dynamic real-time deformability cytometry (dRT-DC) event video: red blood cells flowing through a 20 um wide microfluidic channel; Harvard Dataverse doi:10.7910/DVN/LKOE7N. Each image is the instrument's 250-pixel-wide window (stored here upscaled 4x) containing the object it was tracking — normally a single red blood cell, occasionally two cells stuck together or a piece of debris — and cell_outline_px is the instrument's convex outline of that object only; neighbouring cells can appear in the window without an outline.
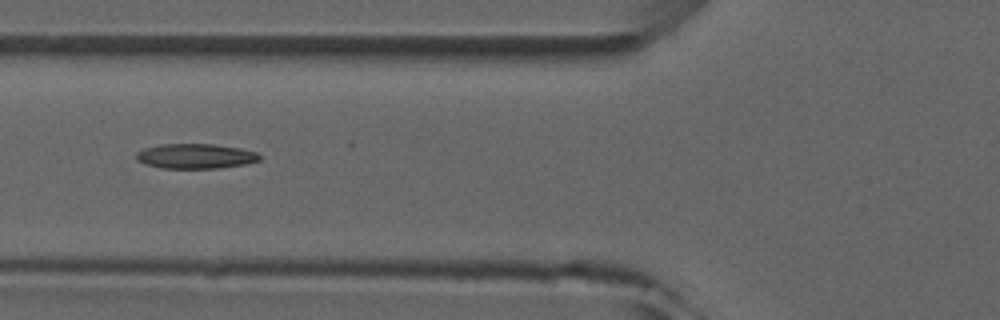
{"species": "common noctule bat (a hibernating species)", "species_latin": "Nyctalus noctula", "temperature_condition": "room temperature", "stored_images_in_passage": 5, "camera_frame_rate_fps": 3000, "um_per_image_px": 0.085, "animal": {"sex": "male", "forearm_length_mm": 52.5}, "frame": {"image": 1, "passage_image": 5, "time_ms": 4.333, "image_size_px": [1000, 320], "cell_outline_px": [[260, 160], [244, 164], [220, 168], [164, 168], [144, 164], [136, 160], [136, 152], [144, 148], [160, 144], [212, 144], [240, 148], [256, 152], [260, 156]], "centroid_in_image_um": [16.58, 13.27], "position_along_channel_um": 109.2, "area_um2": 17.86}}